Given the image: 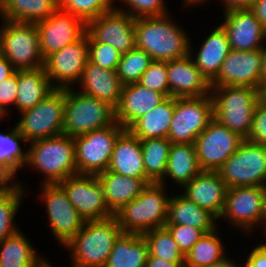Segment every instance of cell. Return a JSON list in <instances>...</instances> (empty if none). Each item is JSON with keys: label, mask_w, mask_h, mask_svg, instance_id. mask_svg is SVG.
Listing matches in <instances>:
<instances>
[{"label": "cell", "mask_w": 266, "mask_h": 267, "mask_svg": "<svg viewBox=\"0 0 266 267\" xmlns=\"http://www.w3.org/2000/svg\"><path fill=\"white\" fill-rule=\"evenodd\" d=\"M228 258L229 257H225L222 261H220L216 264H212L208 267H239V266H241V265L237 266V264H235L232 259H228Z\"/></svg>", "instance_id": "11a10c76"}, {"label": "cell", "mask_w": 266, "mask_h": 267, "mask_svg": "<svg viewBox=\"0 0 266 267\" xmlns=\"http://www.w3.org/2000/svg\"><path fill=\"white\" fill-rule=\"evenodd\" d=\"M0 28L2 56L17 70L44 67L36 24L2 21Z\"/></svg>", "instance_id": "52a82bcc"}, {"label": "cell", "mask_w": 266, "mask_h": 267, "mask_svg": "<svg viewBox=\"0 0 266 267\" xmlns=\"http://www.w3.org/2000/svg\"><path fill=\"white\" fill-rule=\"evenodd\" d=\"M0 56H2V49H1V38H0Z\"/></svg>", "instance_id": "6125c7cd"}, {"label": "cell", "mask_w": 266, "mask_h": 267, "mask_svg": "<svg viewBox=\"0 0 266 267\" xmlns=\"http://www.w3.org/2000/svg\"><path fill=\"white\" fill-rule=\"evenodd\" d=\"M125 130L115 122L110 126L74 138L77 174L97 175L108 169L118 136Z\"/></svg>", "instance_id": "30bf717a"}, {"label": "cell", "mask_w": 266, "mask_h": 267, "mask_svg": "<svg viewBox=\"0 0 266 267\" xmlns=\"http://www.w3.org/2000/svg\"><path fill=\"white\" fill-rule=\"evenodd\" d=\"M217 218L184 195H172L168 204L166 224L190 225L208 233L217 228Z\"/></svg>", "instance_id": "f1b7e54d"}, {"label": "cell", "mask_w": 266, "mask_h": 267, "mask_svg": "<svg viewBox=\"0 0 266 267\" xmlns=\"http://www.w3.org/2000/svg\"><path fill=\"white\" fill-rule=\"evenodd\" d=\"M34 249L19 230L0 243V267H32L40 259Z\"/></svg>", "instance_id": "836d02e7"}, {"label": "cell", "mask_w": 266, "mask_h": 267, "mask_svg": "<svg viewBox=\"0 0 266 267\" xmlns=\"http://www.w3.org/2000/svg\"><path fill=\"white\" fill-rule=\"evenodd\" d=\"M191 48L190 45V55L194 64L209 82L218 75L223 61L231 50L227 33L220 24L206 37L196 56Z\"/></svg>", "instance_id": "4316f807"}, {"label": "cell", "mask_w": 266, "mask_h": 267, "mask_svg": "<svg viewBox=\"0 0 266 267\" xmlns=\"http://www.w3.org/2000/svg\"><path fill=\"white\" fill-rule=\"evenodd\" d=\"M213 118L214 103L211 95L175 98L167 138L171 143H195L196 137Z\"/></svg>", "instance_id": "8fae6325"}, {"label": "cell", "mask_w": 266, "mask_h": 267, "mask_svg": "<svg viewBox=\"0 0 266 267\" xmlns=\"http://www.w3.org/2000/svg\"><path fill=\"white\" fill-rule=\"evenodd\" d=\"M152 61L149 54L137 47L122 54L116 70L122 84L127 85L139 82Z\"/></svg>", "instance_id": "ab89813d"}, {"label": "cell", "mask_w": 266, "mask_h": 267, "mask_svg": "<svg viewBox=\"0 0 266 267\" xmlns=\"http://www.w3.org/2000/svg\"><path fill=\"white\" fill-rule=\"evenodd\" d=\"M214 118L247 139L253 125V115L259 101L258 89L247 86H211Z\"/></svg>", "instance_id": "5b68a950"}, {"label": "cell", "mask_w": 266, "mask_h": 267, "mask_svg": "<svg viewBox=\"0 0 266 267\" xmlns=\"http://www.w3.org/2000/svg\"><path fill=\"white\" fill-rule=\"evenodd\" d=\"M32 267H53V266H51L50 262H48L45 259H42L41 257Z\"/></svg>", "instance_id": "91938a15"}, {"label": "cell", "mask_w": 266, "mask_h": 267, "mask_svg": "<svg viewBox=\"0 0 266 267\" xmlns=\"http://www.w3.org/2000/svg\"><path fill=\"white\" fill-rule=\"evenodd\" d=\"M217 173L228 188L266 187V146L245 139Z\"/></svg>", "instance_id": "9c48e42d"}, {"label": "cell", "mask_w": 266, "mask_h": 267, "mask_svg": "<svg viewBox=\"0 0 266 267\" xmlns=\"http://www.w3.org/2000/svg\"><path fill=\"white\" fill-rule=\"evenodd\" d=\"M17 97L15 108L19 113L33 108L56 88L51 84L45 68L17 70Z\"/></svg>", "instance_id": "83f0119b"}, {"label": "cell", "mask_w": 266, "mask_h": 267, "mask_svg": "<svg viewBox=\"0 0 266 267\" xmlns=\"http://www.w3.org/2000/svg\"><path fill=\"white\" fill-rule=\"evenodd\" d=\"M182 188V195L219 219L228 187L217 171H201Z\"/></svg>", "instance_id": "7402d4cb"}, {"label": "cell", "mask_w": 266, "mask_h": 267, "mask_svg": "<svg viewBox=\"0 0 266 267\" xmlns=\"http://www.w3.org/2000/svg\"><path fill=\"white\" fill-rule=\"evenodd\" d=\"M183 1H184L185 6H187V5H189V6L193 5L194 6L196 4L199 5V3L201 4L206 0H183Z\"/></svg>", "instance_id": "94428289"}, {"label": "cell", "mask_w": 266, "mask_h": 267, "mask_svg": "<svg viewBox=\"0 0 266 267\" xmlns=\"http://www.w3.org/2000/svg\"><path fill=\"white\" fill-rule=\"evenodd\" d=\"M42 200L46 203L49 226L56 240L65 246L82 229L84 220L58 184H42Z\"/></svg>", "instance_id": "4fadbf2b"}, {"label": "cell", "mask_w": 266, "mask_h": 267, "mask_svg": "<svg viewBox=\"0 0 266 267\" xmlns=\"http://www.w3.org/2000/svg\"><path fill=\"white\" fill-rule=\"evenodd\" d=\"M148 255V244L142 235L122 233L104 267H145Z\"/></svg>", "instance_id": "1f68e13d"}, {"label": "cell", "mask_w": 266, "mask_h": 267, "mask_svg": "<svg viewBox=\"0 0 266 267\" xmlns=\"http://www.w3.org/2000/svg\"><path fill=\"white\" fill-rule=\"evenodd\" d=\"M15 71L12 64L4 56H0V83L11 77Z\"/></svg>", "instance_id": "db71d44e"}, {"label": "cell", "mask_w": 266, "mask_h": 267, "mask_svg": "<svg viewBox=\"0 0 266 267\" xmlns=\"http://www.w3.org/2000/svg\"><path fill=\"white\" fill-rule=\"evenodd\" d=\"M115 0H58V7L86 24L115 7Z\"/></svg>", "instance_id": "60d3db41"}, {"label": "cell", "mask_w": 266, "mask_h": 267, "mask_svg": "<svg viewBox=\"0 0 266 267\" xmlns=\"http://www.w3.org/2000/svg\"><path fill=\"white\" fill-rule=\"evenodd\" d=\"M89 61L101 68L116 71L122 54L107 43L96 42L88 34Z\"/></svg>", "instance_id": "b9f144b4"}, {"label": "cell", "mask_w": 266, "mask_h": 267, "mask_svg": "<svg viewBox=\"0 0 266 267\" xmlns=\"http://www.w3.org/2000/svg\"><path fill=\"white\" fill-rule=\"evenodd\" d=\"M145 267H184V263L169 262L149 254Z\"/></svg>", "instance_id": "f907efd6"}, {"label": "cell", "mask_w": 266, "mask_h": 267, "mask_svg": "<svg viewBox=\"0 0 266 267\" xmlns=\"http://www.w3.org/2000/svg\"><path fill=\"white\" fill-rule=\"evenodd\" d=\"M35 24L44 60L81 39L87 32V24L83 20L59 7L48 18Z\"/></svg>", "instance_id": "9a60e30c"}, {"label": "cell", "mask_w": 266, "mask_h": 267, "mask_svg": "<svg viewBox=\"0 0 266 267\" xmlns=\"http://www.w3.org/2000/svg\"><path fill=\"white\" fill-rule=\"evenodd\" d=\"M75 88H65V113L62 134L76 137L116 122L115 108Z\"/></svg>", "instance_id": "8992f818"}, {"label": "cell", "mask_w": 266, "mask_h": 267, "mask_svg": "<svg viewBox=\"0 0 266 267\" xmlns=\"http://www.w3.org/2000/svg\"><path fill=\"white\" fill-rule=\"evenodd\" d=\"M166 97L137 83L123 85L118 105L115 107V119L128 129L138 118L159 105Z\"/></svg>", "instance_id": "603a6c76"}, {"label": "cell", "mask_w": 266, "mask_h": 267, "mask_svg": "<svg viewBox=\"0 0 266 267\" xmlns=\"http://www.w3.org/2000/svg\"><path fill=\"white\" fill-rule=\"evenodd\" d=\"M20 142L27 143L16 126L10 132L0 133V161L14 176L27 160V151H23Z\"/></svg>", "instance_id": "f35d334b"}, {"label": "cell", "mask_w": 266, "mask_h": 267, "mask_svg": "<svg viewBox=\"0 0 266 267\" xmlns=\"http://www.w3.org/2000/svg\"><path fill=\"white\" fill-rule=\"evenodd\" d=\"M244 140L213 118L194 143L201 170L217 171Z\"/></svg>", "instance_id": "7c38bea8"}, {"label": "cell", "mask_w": 266, "mask_h": 267, "mask_svg": "<svg viewBox=\"0 0 266 267\" xmlns=\"http://www.w3.org/2000/svg\"><path fill=\"white\" fill-rule=\"evenodd\" d=\"M24 191L20 182L12 187H0V243L19 231L13 221L21 206Z\"/></svg>", "instance_id": "8d00e7d4"}, {"label": "cell", "mask_w": 266, "mask_h": 267, "mask_svg": "<svg viewBox=\"0 0 266 267\" xmlns=\"http://www.w3.org/2000/svg\"><path fill=\"white\" fill-rule=\"evenodd\" d=\"M169 96L175 98L211 95V83L194 64L191 55L167 61Z\"/></svg>", "instance_id": "44dd1931"}, {"label": "cell", "mask_w": 266, "mask_h": 267, "mask_svg": "<svg viewBox=\"0 0 266 267\" xmlns=\"http://www.w3.org/2000/svg\"><path fill=\"white\" fill-rule=\"evenodd\" d=\"M247 140L266 146V103L258 101L253 115V125Z\"/></svg>", "instance_id": "bcb514c9"}, {"label": "cell", "mask_w": 266, "mask_h": 267, "mask_svg": "<svg viewBox=\"0 0 266 267\" xmlns=\"http://www.w3.org/2000/svg\"><path fill=\"white\" fill-rule=\"evenodd\" d=\"M138 83L149 90L169 97L167 61L153 60Z\"/></svg>", "instance_id": "7bdbcfd3"}, {"label": "cell", "mask_w": 266, "mask_h": 267, "mask_svg": "<svg viewBox=\"0 0 266 267\" xmlns=\"http://www.w3.org/2000/svg\"><path fill=\"white\" fill-rule=\"evenodd\" d=\"M58 184L84 220H101L113 216L106 206L103 188L96 175L76 174Z\"/></svg>", "instance_id": "5bb4252c"}, {"label": "cell", "mask_w": 266, "mask_h": 267, "mask_svg": "<svg viewBox=\"0 0 266 267\" xmlns=\"http://www.w3.org/2000/svg\"><path fill=\"white\" fill-rule=\"evenodd\" d=\"M221 26L227 33L230 47L237 51H251L263 48L266 28L257 20L251 10L224 12Z\"/></svg>", "instance_id": "ffe728a7"}, {"label": "cell", "mask_w": 266, "mask_h": 267, "mask_svg": "<svg viewBox=\"0 0 266 267\" xmlns=\"http://www.w3.org/2000/svg\"><path fill=\"white\" fill-rule=\"evenodd\" d=\"M96 176L102 185L106 206L113 215L124 205L137 198L150 184L146 178L124 176L109 170Z\"/></svg>", "instance_id": "cb8c5ba5"}, {"label": "cell", "mask_w": 266, "mask_h": 267, "mask_svg": "<svg viewBox=\"0 0 266 267\" xmlns=\"http://www.w3.org/2000/svg\"><path fill=\"white\" fill-rule=\"evenodd\" d=\"M256 1L257 0H222L224 4V12L251 10Z\"/></svg>", "instance_id": "681fc988"}, {"label": "cell", "mask_w": 266, "mask_h": 267, "mask_svg": "<svg viewBox=\"0 0 266 267\" xmlns=\"http://www.w3.org/2000/svg\"><path fill=\"white\" fill-rule=\"evenodd\" d=\"M14 177L15 176L0 161V187H12L18 184V182H15Z\"/></svg>", "instance_id": "f5cc1de1"}, {"label": "cell", "mask_w": 266, "mask_h": 267, "mask_svg": "<svg viewBox=\"0 0 266 267\" xmlns=\"http://www.w3.org/2000/svg\"><path fill=\"white\" fill-rule=\"evenodd\" d=\"M147 241L149 254L175 263H185V256L166 227L149 230L142 235Z\"/></svg>", "instance_id": "74e56055"}, {"label": "cell", "mask_w": 266, "mask_h": 267, "mask_svg": "<svg viewBox=\"0 0 266 267\" xmlns=\"http://www.w3.org/2000/svg\"><path fill=\"white\" fill-rule=\"evenodd\" d=\"M116 217L85 221L82 229L65 245L71 250V266L104 267L115 241L122 234Z\"/></svg>", "instance_id": "7a4b0ae2"}, {"label": "cell", "mask_w": 266, "mask_h": 267, "mask_svg": "<svg viewBox=\"0 0 266 267\" xmlns=\"http://www.w3.org/2000/svg\"><path fill=\"white\" fill-rule=\"evenodd\" d=\"M170 14L140 17L135 20L136 47L152 60L171 61L190 54L191 40Z\"/></svg>", "instance_id": "6da1fadb"}, {"label": "cell", "mask_w": 266, "mask_h": 267, "mask_svg": "<svg viewBox=\"0 0 266 267\" xmlns=\"http://www.w3.org/2000/svg\"><path fill=\"white\" fill-rule=\"evenodd\" d=\"M174 106L175 97H166L159 105L138 118L128 130L140 140L167 138Z\"/></svg>", "instance_id": "4dcf8cb0"}, {"label": "cell", "mask_w": 266, "mask_h": 267, "mask_svg": "<svg viewBox=\"0 0 266 267\" xmlns=\"http://www.w3.org/2000/svg\"><path fill=\"white\" fill-rule=\"evenodd\" d=\"M17 71L15 73L0 83V115L4 118L9 105H15V100L17 97Z\"/></svg>", "instance_id": "7dc6e473"}, {"label": "cell", "mask_w": 266, "mask_h": 267, "mask_svg": "<svg viewBox=\"0 0 266 267\" xmlns=\"http://www.w3.org/2000/svg\"><path fill=\"white\" fill-rule=\"evenodd\" d=\"M135 20L121 7L101 14L87 23V33L96 41L107 43L121 54L136 47Z\"/></svg>", "instance_id": "e0dca14e"}, {"label": "cell", "mask_w": 266, "mask_h": 267, "mask_svg": "<svg viewBox=\"0 0 266 267\" xmlns=\"http://www.w3.org/2000/svg\"><path fill=\"white\" fill-rule=\"evenodd\" d=\"M133 18L162 16L168 14L164 0H121ZM127 4V5H126Z\"/></svg>", "instance_id": "f6af8a7d"}, {"label": "cell", "mask_w": 266, "mask_h": 267, "mask_svg": "<svg viewBox=\"0 0 266 267\" xmlns=\"http://www.w3.org/2000/svg\"><path fill=\"white\" fill-rule=\"evenodd\" d=\"M65 113V88L55 89L33 108L20 112L16 124L27 143L62 134Z\"/></svg>", "instance_id": "ba28073f"}, {"label": "cell", "mask_w": 266, "mask_h": 267, "mask_svg": "<svg viewBox=\"0 0 266 267\" xmlns=\"http://www.w3.org/2000/svg\"><path fill=\"white\" fill-rule=\"evenodd\" d=\"M194 143H172L163 179L159 182L165 186V179L183 187L201 172Z\"/></svg>", "instance_id": "f546056e"}, {"label": "cell", "mask_w": 266, "mask_h": 267, "mask_svg": "<svg viewBox=\"0 0 266 267\" xmlns=\"http://www.w3.org/2000/svg\"><path fill=\"white\" fill-rule=\"evenodd\" d=\"M109 171L134 178H146L140 139L125 129L116 139Z\"/></svg>", "instance_id": "484cf974"}, {"label": "cell", "mask_w": 266, "mask_h": 267, "mask_svg": "<svg viewBox=\"0 0 266 267\" xmlns=\"http://www.w3.org/2000/svg\"><path fill=\"white\" fill-rule=\"evenodd\" d=\"M261 49L237 51L231 49L223 61L211 86H247L259 88L261 84Z\"/></svg>", "instance_id": "d6986e66"}, {"label": "cell", "mask_w": 266, "mask_h": 267, "mask_svg": "<svg viewBox=\"0 0 266 267\" xmlns=\"http://www.w3.org/2000/svg\"><path fill=\"white\" fill-rule=\"evenodd\" d=\"M259 100L266 103V79H261V84L258 88Z\"/></svg>", "instance_id": "9f6ffc18"}, {"label": "cell", "mask_w": 266, "mask_h": 267, "mask_svg": "<svg viewBox=\"0 0 266 267\" xmlns=\"http://www.w3.org/2000/svg\"><path fill=\"white\" fill-rule=\"evenodd\" d=\"M174 240L178 244L179 250L185 256L193 245L205 234L201 229L190 225L166 224Z\"/></svg>", "instance_id": "ee69618b"}, {"label": "cell", "mask_w": 266, "mask_h": 267, "mask_svg": "<svg viewBox=\"0 0 266 267\" xmlns=\"http://www.w3.org/2000/svg\"><path fill=\"white\" fill-rule=\"evenodd\" d=\"M266 187L242 186L228 188L224 209L219 217L228 219L230 225L251 233L255 226H261V214ZM253 230V231H252Z\"/></svg>", "instance_id": "2e32d148"}, {"label": "cell", "mask_w": 266, "mask_h": 267, "mask_svg": "<svg viewBox=\"0 0 266 267\" xmlns=\"http://www.w3.org/2000/svg\"><path fill=\"white\" fill-rule=\"evenodd\" d=\"M79 83L80 92L105 101L114 108L118 105L123 84L116 71L101 68L88 60Z\"/></svg>", "instance_id": "d4e9b609"}, {"label": "cell", "mask_w": 266, "mask_h": 267, "mask_svg": "<svg viewBox=\"0 0 266 267\" xmlns=\"http://www.w3.org/2000/svg\"><path fill=\"white\" fill-rule=\"evenodd\" d=\"M170 198L164 185L153 182L114 216L123 233L143 235L149 230L165 227Z\"/></svg>", "instance_id": "3957f363"}, {"label": "cell", "mask_w": 266, "mask_h": 267, "mask_svg": "<svg viewBox=\"0 0 266 267\" xmlns=\"http://www.w3.org/2000/svg\"><path fill=\"white\" fill-rule=\"evenodd\" d=\"M262 53V64H261V79H266V47L263 46L261 49Z\"/></svg>", "instance_id": "6f0895ef"}, {"label": "cell", "mask_w": 266, "mask_h": 267, "mask_svg": "<svg viewBox=\"0 0 266 267\" xmlns=\"http://www.w3.org/2000/svg\"><path fill=\"white\" fill-rule=\"evenodd\" d=\"M218 229L205 233L185 255L184 267H208L226 256Z\"/></svg>", "instance_id": "d590c367"}, {"label": "cell", "mask_w": 266, "mask_h": 267, "mask_svg": "<svg viewBox=\"0 0 266 267\" xmlns=\"http://www.w3.org/2000/svg\"><path fill=\"white\" fill-rule=\"evenodd\" d=\"M25 165L45 174L42 184H55L77 174L73 137L61 134L29 143Z\"/></svg>", "instance_id": "277c9868"}, {"label": "cell", "mask_w": 266, "mask_h": 267, "mask_svg": "<svg viewBox=\"0 0 266 267\" xmlns=\"http://www.w3.org/2000/svg\"><path fill=\"white\" fill-rule=\"evenodd\" d=\"M88 60L86 32L81 39L49 55L45 59L44 68L51 84L57 89H64L79 82Z\"/></svg>", "instance_id": "ac0fdd59"}, {"label": "cell", "mask_w": 266, "mask_h": 267, "mask_svg": "<svg viewBox=\"0 0 266 267\" xmlns=\"http://www.w3.org/2000/svg\"><path fill=\"white\" fill-rule=\"evenodd\" d=\"M245 267H266V242L257 245L251 253L249 252L248 258L245 262Z\"/></svg>", "instance_id": "c3c4849f"}, {"label": "cell", "mask_w": 266, "mask_h": 267, "mask_svg": "<svg viewBox=\"0 0 266 267\" xmlns=\"http://www.w3.org/2000/svg\"><path fill=\"white\" fill-rule=\"evenodd\" d=\"M58 8V0H0L2 20L37 23Z\"/></svg>", "instance_id": "d6a6232c"}, {"label": "cell", "mask_w": 266, "mask_h": 267, "mask_svg": "<svg viewBox=\"0 0 266 267\" xmlns=\"http://www.w3.org/2000/svg\"><path fill=\"white\" fill-rule=\"evenodd\" d=\"M264 221V222H263ZM266 224V194H265V197H264V201H263V209H262V214H261V222L260 224ZM265 228H263V231L266 235V225L264 226Z\"/></svg>", "instance_id": "680465c9"}, {"label": "cell", "mask_w": 266, "mask_h": 267, "mask_svg": "<svg viewBox=\"0 0 266 267\" xmlns=\"http://www.w3.org/2000/svg\"><path fill=\"white\" fill-rule=\"evenodd\" d=\"M146 179L159 183L165 174L171 142L168 138H149L140 140Z\"/></svg>", "instance_id": "e575fe53"}, {"label": "cell", "mask_w": 266, "mask_h": 267, "mask_svg": "<svg viewBox=\"0 0 266 267\" xmlns=\"http://www.w3.org/2000/svg\"><path fill=\"white\" fill-rule=\"evenodd\" d=\"M251 11L257 20L266 28V0H257Z\"/></svg>", "instance_id": "816d5d0a"}]
</instances>
